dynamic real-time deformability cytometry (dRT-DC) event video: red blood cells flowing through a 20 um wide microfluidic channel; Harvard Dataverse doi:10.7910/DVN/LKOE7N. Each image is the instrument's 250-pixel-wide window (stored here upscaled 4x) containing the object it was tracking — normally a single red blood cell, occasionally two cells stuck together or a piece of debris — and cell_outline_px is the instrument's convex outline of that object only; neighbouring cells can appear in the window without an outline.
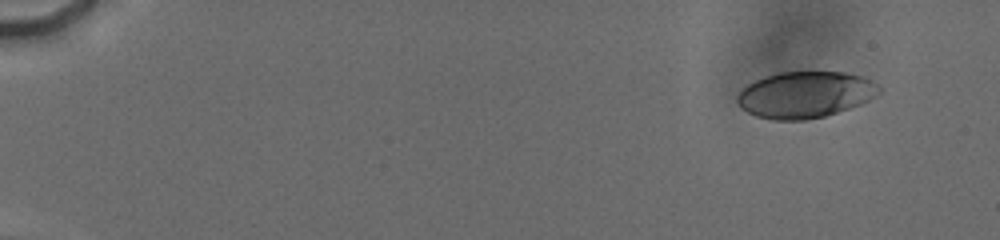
{"species": "human", "species_latin": "Homo sapiens", "temperature_condition": "cold", "stored_images_in_passage": 40, "camera_frame_rate_fps": 3000, "um_per_image_px": 0.085, "donor": {"sex": "male"}, "frame": {"image": 1, "passage_image": 1, "time_ms": 0.0, "image_size_px": [1000, 240], "cell_outline_px": [[880, 92], [868, 100], [860, 104], [824, 116], [804, 120], [772, 120], [756, 116], [740, 108], [736, 100], [736, 96], [748, 84], [764, 76], [780, 72], [844, 72], [860, 76], [868, 80], [880, 88]], "centroid_in_image_um": [68.38, 8.05], "position_along_channel_um": 16.6, "area_um2": 37.97}}
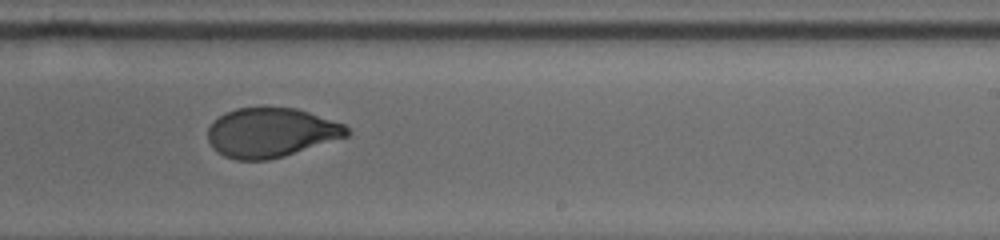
{"frame": {"image": 2, "passage_image": 27, "time_ms": 10.667, "image_size_px": [1000, 240], "cell_outline_px": [[352, 132], [348, 136], [284, 156], [268, 160], [236, 160], [224, 156], [212, 148], [208, 140], [208, 128], [220, 116], [236, 108], [264, 104], [296, 108], [344, 124]], "centroid_in_image_um": [23.03, 11.24], "position_along_channel_um": 266.0, "area_um2": 40.58}}
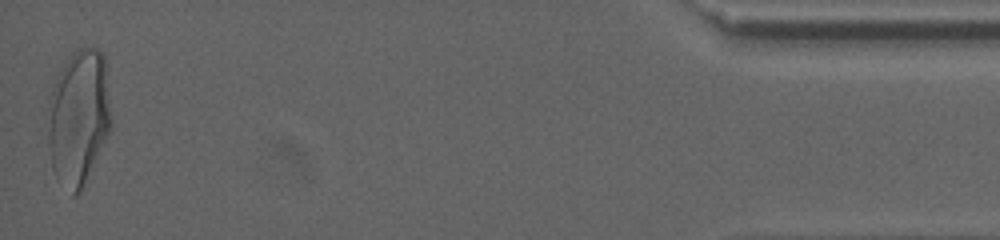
{"frame": {"image": 3, "passage_image": 40, "time_ms": 17.0, "image_size_px": [1000, 240], "cell_outline_px": [[112, 128], [80, 192], [76, 196], [72, 196], [52, 168], [48, 144], [48, 132], [52, 88], [56, 76], [68, 56], [72, 52], [80, 48], [96, 48], [104, 52], [112, 120]], "centroid_in_image_um": [6.72, 9.94], "position_along_channel_um": 428.5, "area_um2": 49.94}, "authors_computed_cell_mechanics": {"area_um2": 40.6334, "velocity_mm_per_s": 3.7889, "shape_relaxation_time_tau1_ms": 4.8341, "shape_relaxation_time_tau2_ms": 1.0553, "deformation_change_tau1": 0.1748, "deformation_change_tau2": 0.0576}}